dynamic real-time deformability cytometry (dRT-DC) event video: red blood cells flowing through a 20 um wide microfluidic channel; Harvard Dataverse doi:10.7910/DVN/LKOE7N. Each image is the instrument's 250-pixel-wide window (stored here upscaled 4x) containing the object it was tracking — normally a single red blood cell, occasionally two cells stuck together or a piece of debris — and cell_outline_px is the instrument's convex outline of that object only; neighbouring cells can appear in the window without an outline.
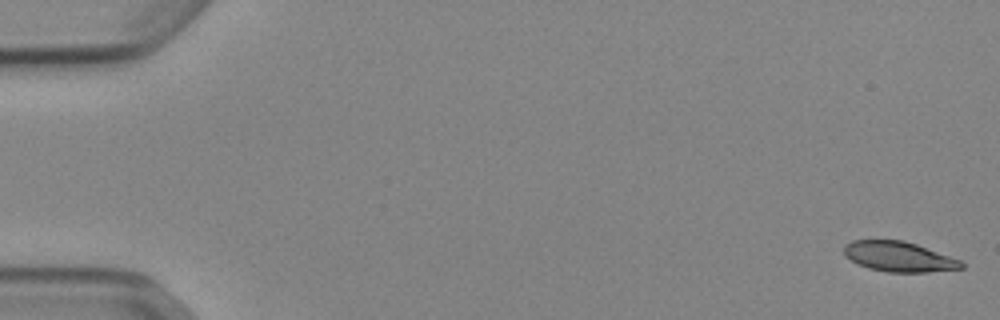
{"species": "Egyptian fruit bat (a non-hibernating species)", "species_latin": "Rousettus aegyptiacus", "temperature_condition": "cold", "stored_images_in_passage": 52, "camera_frame_rate_fps": 3000, "um_per_image_px": 0.085, "animal": {"sex": "female"}, "frame": {"image": 1, "passage_image": 1, "time_ms": 0.0, "image_size_px": [1000, 320], "cell_outline_px": [[964, 268], [924, 272], [888, 272], [868, 268], [844, 256], [844, 244], [852, 240], [904, 240], [916, 244], [960, 260], [964, 264]], "centroid_in_image_um": [76.38, 21.81], "position_along_channel_um": 8.6, "area_um2": 20.4}}
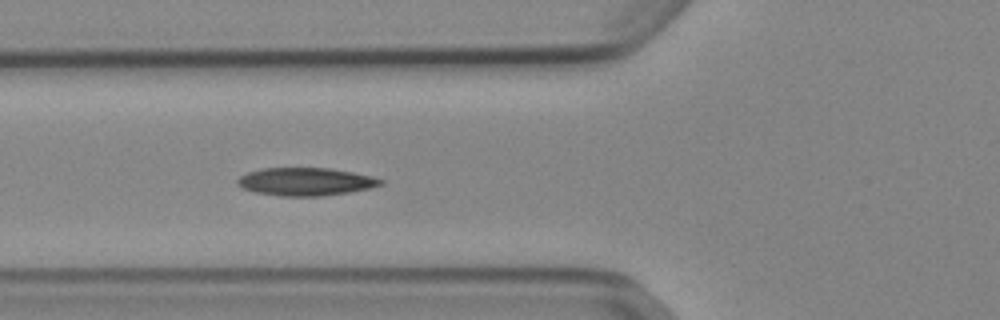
{"frame": {"image": 2, "passage_image": 20, "time_ms": 6.333, "image_size_px": [1000, 320], "cell_outline_px": [[384, 184], [368, 188], [348, 192], [320, 196], [280, 196], [256, 192], [244, 188], [236, 184], [236, 180], [240, 176], [248, 172], [260, 168], [328, 168], [352, 172], [372, 176], [384, 180]], "centroid_in_image_um": [25.96, 15.43], "position_along_channel_um": 99.8, "area_um2": 23.18}}
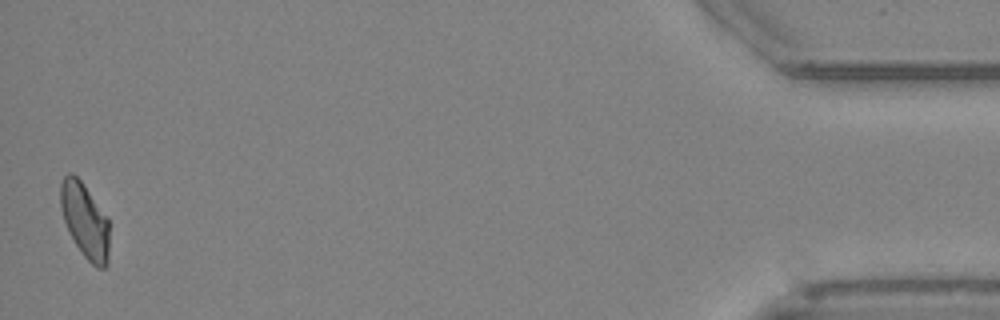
{"frame": {"image": 3, "passage_image": 52, "time_ms": 17.0, "image_size_px": [1000, 320], "cell_outline_px": [[108, 264], [104, 268], [96, 268], [84, 256], [76, 244], [64, 220], [60, 204], [60, 184], [64, 176], [68, 172], [72, 172], [84, 184], [108, 220]], "centroid_in_image_um": [7.21, 18.73], "position_along_channel_um": 428.0, "area_um2": 20.92}, "authors_computed_cell_mechanics": {"area_um2": 21.964, "velocity_mm_per_s": 3.8842, "shape_relaxation_time_tau1_ms": 5.2359, "shape_relaxation_time_tau2_ms": 6.6694, "deformation_change_tau1": 0.1356, "deformation_change_tau2": 0.1322}}